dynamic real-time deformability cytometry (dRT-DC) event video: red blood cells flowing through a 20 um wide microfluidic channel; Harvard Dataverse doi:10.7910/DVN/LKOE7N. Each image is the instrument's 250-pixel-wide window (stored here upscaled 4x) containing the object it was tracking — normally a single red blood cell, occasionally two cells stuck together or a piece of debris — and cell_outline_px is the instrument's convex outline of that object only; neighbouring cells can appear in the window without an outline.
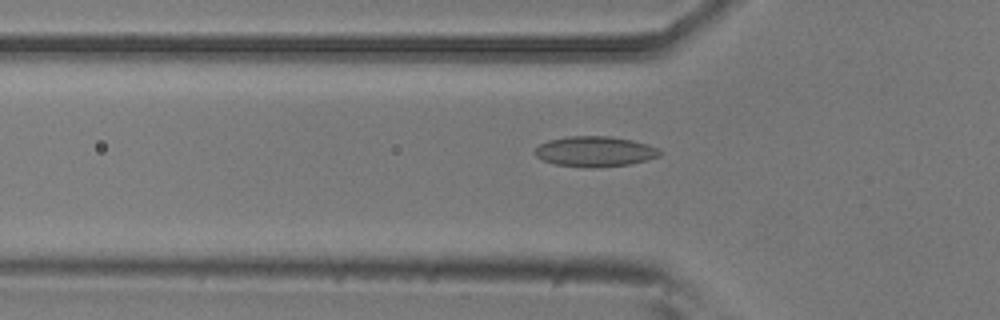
{"species": "common noctule bat (a hibernating species)", "species_latin": "Nyctalus noctula", "temperature_condition": "room temperature", "stored_images_in_passage": 44, "camera_frame_rate_fps": 3000, "um_per_image_px": 0.085, "animal": {"sex": "male", "body_mass_g": 20.5, "forearm_length_mm": 52.5}, "frame": {"image": 1, "passage_image": 15, "time_ms": 4.667, "image_size_px": [1000, 320], "cell_outline_px": [[664, 152], [660, 156], [648, 160], [628, 164], [592, 168], [584, 168], [556, 164], [544, 160], [536, 156], [536, 148], [540, 144], [548, 140], [568, 136], [608, 136], [632, 140], [648, 144], [660, 148]], "centroid_in_image_um": [50.63, 12.87], "position_along_channel_um": 75.2, "area_um2": 22.2}}
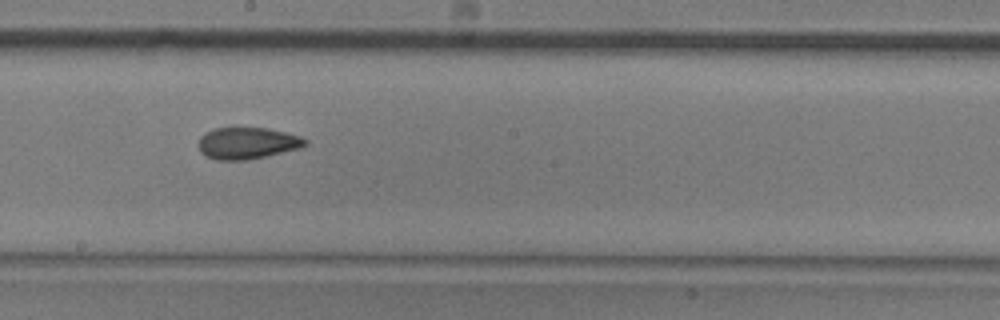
{"frame": {"image": 2, "passage_image": 27, "time_ms": 8.667, "image_size_px": [1000, 320], "cell_outline_px": [[308, 144], [304, 148], [248, 160], [216, 160], [204, 156], [200, 152], [200, 136], [204, 132], [212, 128], [268, 128], [300, 136], [308, 140]], "centroid_in_image_um": [21.05, 12.18], "position_along_channel_um": 227.2, "area_um2": 20.0}}
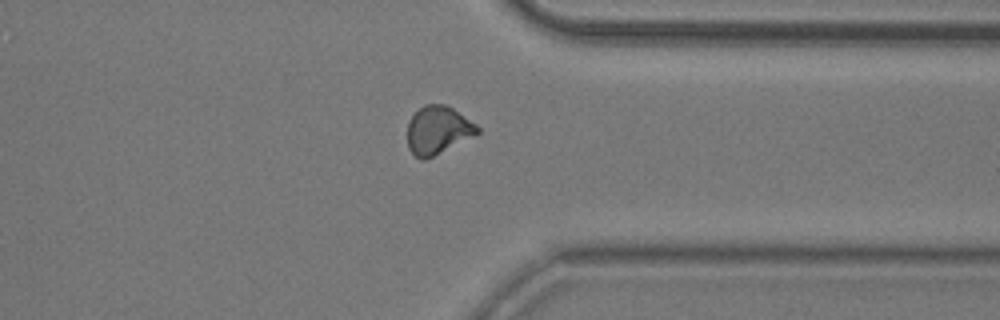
{"frame": {"image": 3, "passage_image": 39, "time_ms": 12.667, "image_size_px": [1000, 320], "cell_outline_px": [[480, 132], [424, 160], [420, 160], [408, 148], [408, 120], [424, 104], [444, 104], [452, 108], [476, 124], [480, 128]], "centroid_in_image_um": [37.2, 11.05], "position_along_channel_um": 374.2, "area_um2": 19.19}}